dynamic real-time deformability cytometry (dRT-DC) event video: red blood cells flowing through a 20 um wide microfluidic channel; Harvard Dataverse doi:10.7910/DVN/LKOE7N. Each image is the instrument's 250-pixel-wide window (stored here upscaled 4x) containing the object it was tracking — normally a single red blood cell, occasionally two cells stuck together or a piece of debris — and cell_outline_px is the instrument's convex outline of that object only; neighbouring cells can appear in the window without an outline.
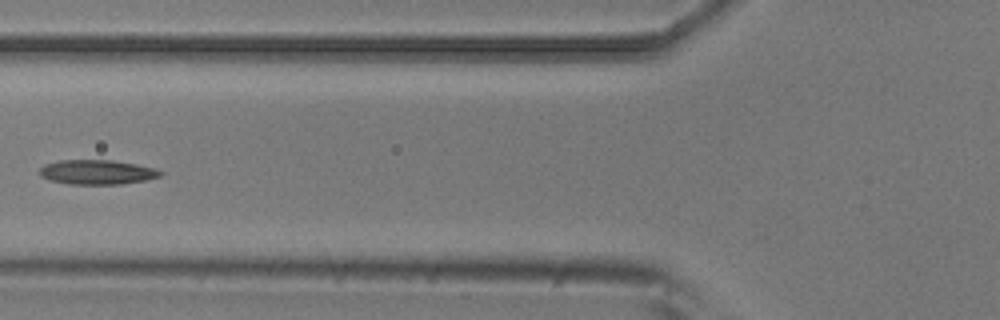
{"species": "common noctule bat (a hibernating species)", "species_latin": "Nyctalus noctula", "temperature_condition": "room temperature", "stored_images_in_passage": 8, "camera_frame_rate_fps": 3000, "um_per_image_px": 0.085, "animal": {"sex": "male", "body_mass_g": 20.5, "forearm_length_mm": 52.5}, "frame": {"image": 1, "passage_image": 7, "time_ms": 2.0, "image_size_px": [1000, 320], "cell_outline_px": [[164, 172], [160, 176], [148, 180], [120, 184], [72, 184], [52, 180], [40, 176], [40, 168], [44, 164], [60, 160], [112, 160], [136, 164], [156, 168]], "centroid_in_image_um": [8.29, 14.62], "position_along_channel_um": 117.5, "area_um2": 17.28}}
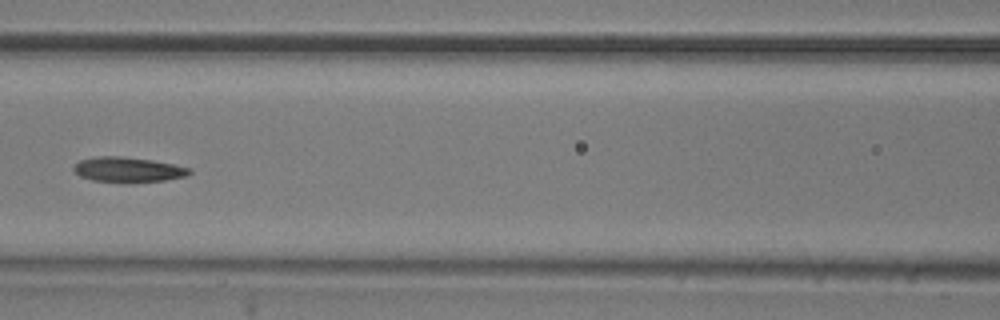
{"frame": {"image": 2, "passage_image": 8, "time_ms": 2.333, "image_size_px": [1000, 320], "cell_outline_px": [[192, 172], [188, 176], [164, 180], [124, 184], [92, 180], [80, 176], [72, 168], [80, 160], [96, 156], [120, 156], [152, 160], [172, 164], [188, 168]], "centroid_in_image_um": [10.86, 14.44], "position_along_channel_um": 155.7, "area_um2": 17.11}}